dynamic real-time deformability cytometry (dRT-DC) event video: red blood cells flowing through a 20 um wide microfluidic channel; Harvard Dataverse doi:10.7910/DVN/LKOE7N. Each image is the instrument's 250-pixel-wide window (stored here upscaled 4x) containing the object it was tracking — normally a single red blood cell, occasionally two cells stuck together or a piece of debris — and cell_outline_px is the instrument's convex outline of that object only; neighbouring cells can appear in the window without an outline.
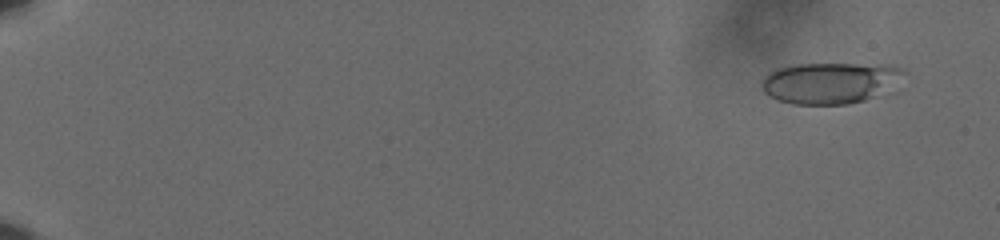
{"species": "human", "species_latin": "Homo sapiens", "temperature_condition": "cold", "stored_images_in_passage": 60, "camera_frame_rate_fps": 3000, "um_per_image_px": 0.085, "donor": {"sex": "male"}, "frame": {"image": 1, "passage_image": 5, "time_ms": 1.333, "image_size_px": [1000, 240], "cell_outline_px": [[908, 72], [872, 96], [864, 100], [848, 104], [792, 104], [780, 100], [764, 92], [760, 88], [760, 84], [764, 76], [768, 72], [776, 68], [800, 64], [888, 64], [900, 68]], "centroid_in_image_um": [70.45, 7.02], "position_along_channel_um": 14.6, "area_um2": 33.52}}
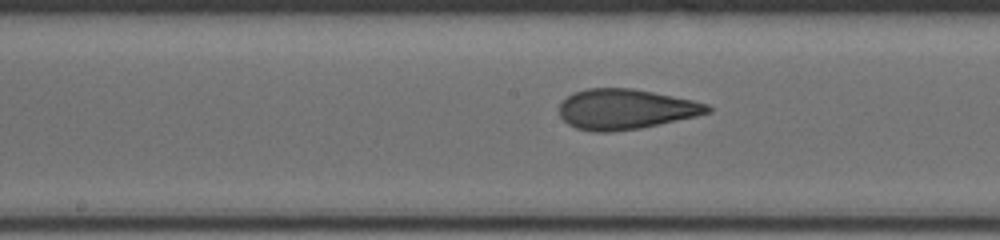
{"frame": {"image": 2, "passage_image": 35, "time_ms": 11.333, "image_size_px": [1000, 240], "cell_outline_px": [[712, 112], [696, 116], [640, 128], [608, 132], [592, 132], [576, 128], [568, 124], [560, 116], [560, 104], [568, 96], [576, 92], [588, 88], [632, 88], [692, 100], [708, 104], [712, 108]], "centroid_in_image_um": [53.17, 9.29], "position_along_channel_um": 195.0, "area_um2": 34.51}}
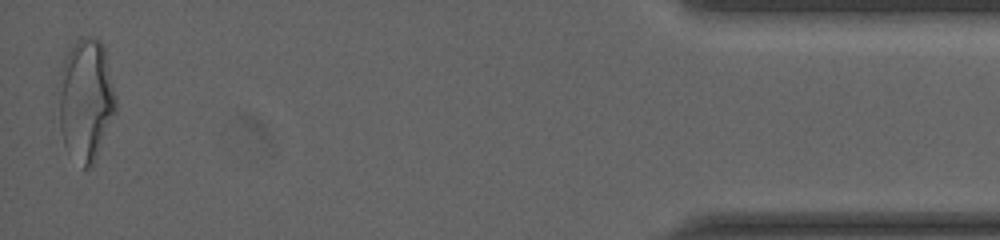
{"frame": {"image": 3, "passage_image": 60, "time_ms": 19.667, "image_size_px": [1000, 240], "cell_outline_px": [[116, 112], [92, 168], [84, 168], [64, 144], [60, 128], [60, 72], [64, 56], [76, 40], [80, 36], [96, 36], [104, 44], [116, 96]], "centroid_in_image_um": [7.33, 8.42], "position_along_channel_um": 427.9, "area_um2": 40.81}, "authors_computed_cell_mechanics": {"area_um2": 33.8708, "velocity_mm_per_s": 3.6316, "shape_relaxation_time_tau1_ms": 8.2248, "shape_relaxation_time_tau2_ms": 1.3145, "deformation_change_tau1": 0.2016, "deformation_change_tau2": 0.1017}}